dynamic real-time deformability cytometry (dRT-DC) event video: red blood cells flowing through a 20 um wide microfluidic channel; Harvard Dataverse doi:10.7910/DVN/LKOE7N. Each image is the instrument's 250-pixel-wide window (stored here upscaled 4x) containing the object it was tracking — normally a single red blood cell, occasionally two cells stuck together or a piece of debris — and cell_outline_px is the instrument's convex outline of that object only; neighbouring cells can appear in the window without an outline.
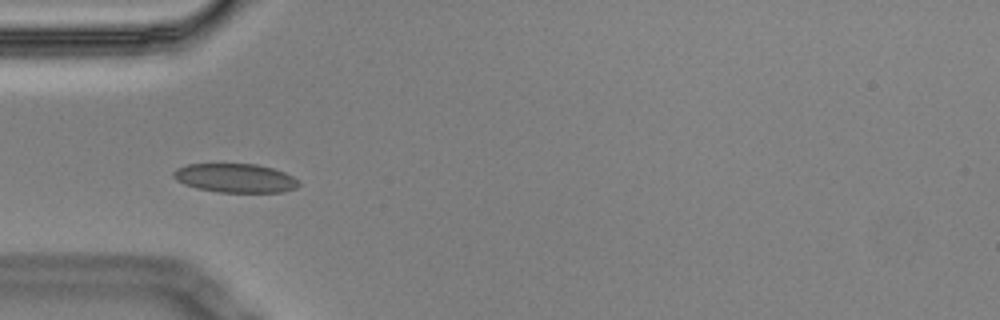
{"species": "Egyptian fruit bat (a non-hibernating species)", "species_latin": "Rousettus aegyptiacus", "temperature_condition": "cold", "stored_images_in_passage": 13, "camera_frame_rate_fps": 3000, "um_per_image_px": 0.085, "animal": {"sex": "male"}, "frame": {"image": 1, "passage_image": 3, "time_ms": 0.667, "image_size_px": [1000, 320], "cell_outline_px": [[300, 184], [296, 188], [284, 192], [220, 192], [196, 188], [184, 184], [176, 180], [172, 176], [172, 172], [176, 168], [188, 164], [256, 164], [272, 168], [284, 172], [292, 176]], "centroid_in_image_um": [19.97, 15.13], "position_along_channel_um": 65.0, "area_um2": 21.1}}
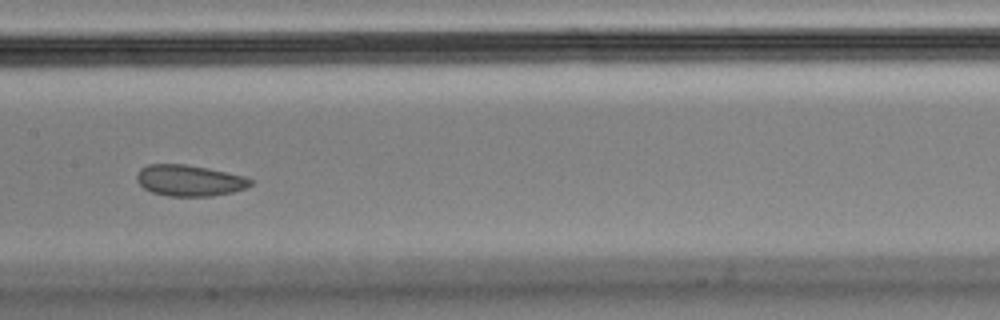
{"frame": {"image": 2, "passage_image": 6, "time_ms": 1.667, "image_size_px": [1000, 320], "cell_outline_px": [[252, 184], [248, 188], [232, 192], [212, 196], [168, 196], [152, 192], [144, 188], [136, 180], [136, 176], [140, 168], [148, 164], [184, 164], [208, 168], [244, 176], [252, 180]], "centroid_in_image_um": [16.1, 15.34], "position_along_channel_um": 191.3, "area_um2": 20.69}}